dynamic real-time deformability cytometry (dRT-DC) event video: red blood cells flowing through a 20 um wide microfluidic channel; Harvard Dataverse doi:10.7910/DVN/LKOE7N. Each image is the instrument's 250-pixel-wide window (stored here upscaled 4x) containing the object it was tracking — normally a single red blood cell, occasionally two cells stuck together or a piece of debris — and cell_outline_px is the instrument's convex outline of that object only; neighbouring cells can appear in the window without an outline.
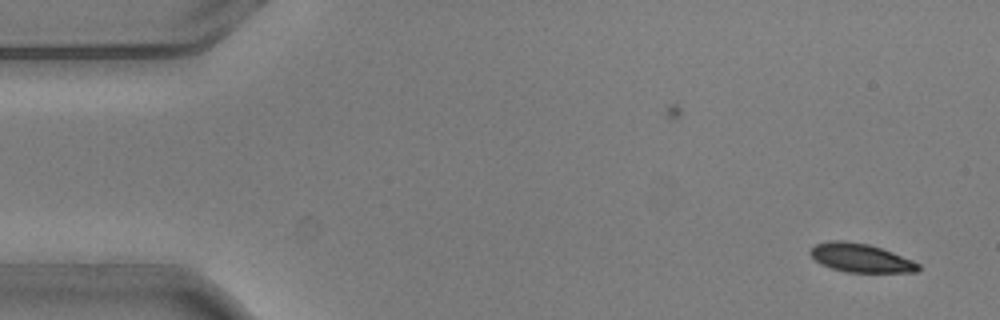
{"species": "common noctule bat (a hibernating species)", "species_latin": "Nyctalus noctula", "temperature_condition": "warm", "stored_images_in_passage": 2, "camera_frame_rate_fps": 3000, "um_per_image_px": 0.085, "animal": {"sex": "male", "body_mass_g": 20.5, "forearm_length_mm": 52.5}, "frame": {"image": 1, "passage_image": 2, "time_ms": 0.333, "image_size_px": [1000, 320], "cell_outline_px": [[920, 268], [916, 272], [844, 272], [820, 264], [808, 252], [816, 244], [828, 240], [844, 240], [868, 244], [892, 252], [912, 260], [920, 264]], "centroid_in_image_um": [73.14, 21.92], "position_along_channel_um": 11.9, "area_um2": 17.98}}